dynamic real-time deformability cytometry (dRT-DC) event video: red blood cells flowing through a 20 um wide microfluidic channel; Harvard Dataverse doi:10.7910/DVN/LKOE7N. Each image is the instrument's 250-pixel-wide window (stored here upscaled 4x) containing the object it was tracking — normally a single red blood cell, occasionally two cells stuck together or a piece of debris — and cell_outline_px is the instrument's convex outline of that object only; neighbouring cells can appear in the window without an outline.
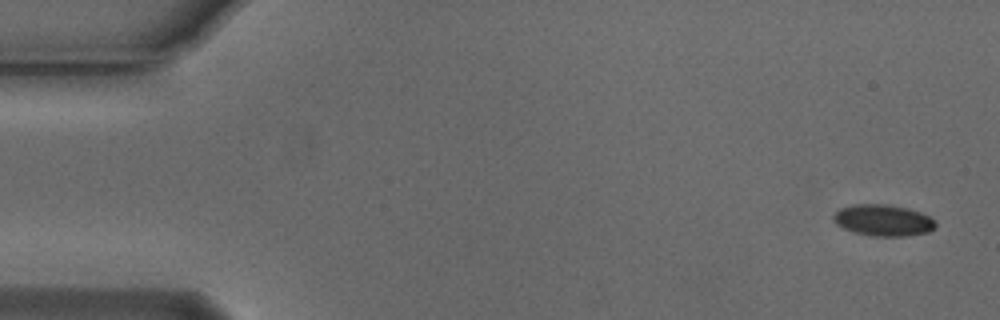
{"species": "Egyptian fruit bat (a non-hibernating species)", "species_latin": "Rousettus aegyptiacus", "temperature_condition": "cold", "stored_images_in_passage": 53, "camera_frame_rate_fps": 3000, "um_per_image_px": 0.085, "animal": {"sex": "male"}, "frame": {"image": 1, "passage_image": 1, "time_ms": 0.0, "image_size_px": [1000, 320], "cell_outline_px": [[936, 228], [928, 232], [908, 236], [872, 236], [856, 232], [844, 228], [836, 224], [832, 216], [840, 208], [852, 204], [888, 204], [908, 208], [920, 212], [928, 216], [936, 224]], "centroid_in_image_um": [75.07, 18.72], "position_along_channel_um": 9.9, "area_um2": 18.67}}
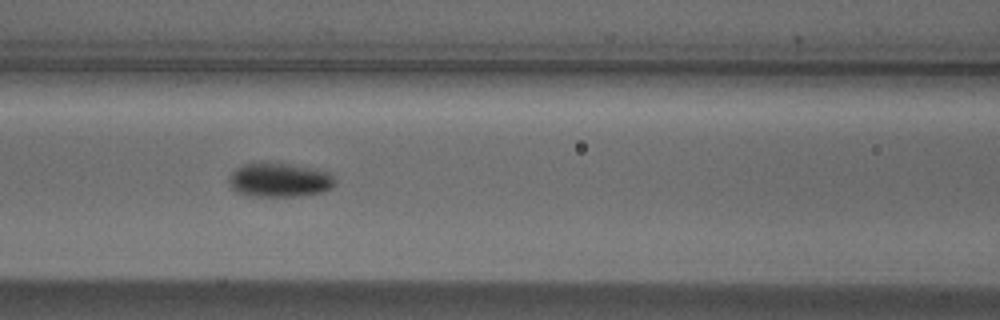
{"frame": {"image": 2, "passage_image": 22, "time_ms": 7.0, "image_size_px": [1000, 320], "cell_outline_px": [[336, 184], [332, 188], [324, 192], [296, 196], [256, 196], [236, 192], [232, 188], [228, 180], [232, 172], [236, 168], [244, 164], [256, 160], [264, 160], [316, 168], [332, 172], [336, 180]], "centroid_in_image_um": [23.79, 15.25], "position_along_channel_um": 142.8, "area_um2": 21.85}}
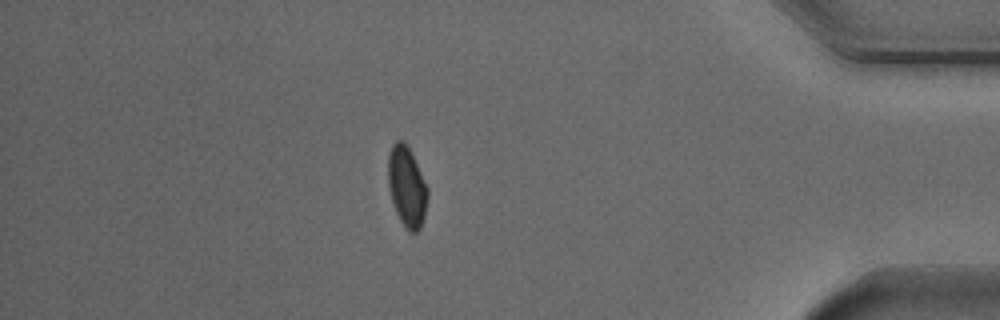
{"frame": {"image": 3, "passage_image": 46, "time_ms": 15.0, "image_size_px": [1000, 320], "cell_outline_px": [[428, 196], [424, 216], [420, 228], [416, 232], [408, 232], [404, 228], [396, 212], [392, 200], [388, 184], [388, 156], [392, 144], [396, 140], [404, 140], [408, 144], [412, 152], [428, 188]], "centroid_in_image_um": [34.58, 15.83], "position_along_channel_um": 400.6, "area_um2": 18.73}, "authors_computed_cell_mechanics": {"area_um2": 19.0162, "velocity_mm_per_s": 3.7566, "shape_relaxation_time_tau1_ms": 5.6748, "shape_relaxation_time_tau2_ms": null, "deformation_change_tau1": 0.1306, "deformation_change_tau2": null}}